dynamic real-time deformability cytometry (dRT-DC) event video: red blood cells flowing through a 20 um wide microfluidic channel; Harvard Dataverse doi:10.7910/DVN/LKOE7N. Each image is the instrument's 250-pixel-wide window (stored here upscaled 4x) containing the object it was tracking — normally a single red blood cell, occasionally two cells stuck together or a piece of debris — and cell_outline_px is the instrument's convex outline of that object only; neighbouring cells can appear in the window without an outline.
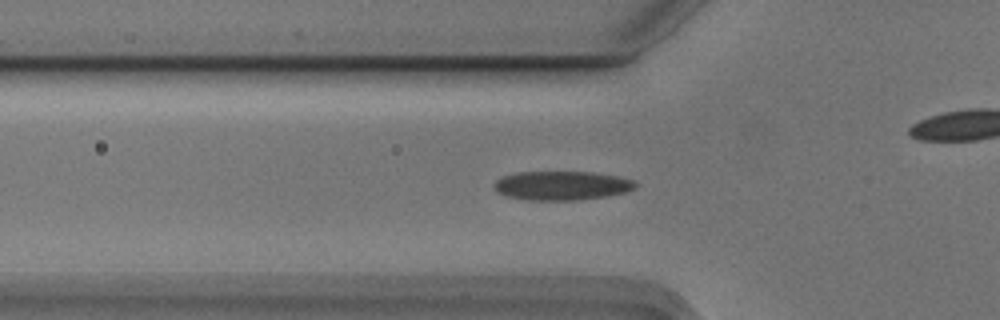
{"species": "Egyptian fruit bat (a non-hibernating species)", "species_latin": "Rousettus aegyptiacus", "temperature_condition": "cold", "stored_images_in_passage": 49, "camera_frame_rate_fps": 3000, "um_per_image_px": 0.085, "animal": {"sex": "male"}, "frame": {"image": 1, "passage_image": 12, "time_ms": 3.667, "image_size_px": [1000, 320], "cell_outline_px": [[636, 188], [628, 192], [608, 196], [580, 200], [528, 200], [504, 196], [496, 192], [492, 188], [492, 184], [496, 180], [504, 176], [516, 172], [592, 172], [616, 176], [636, 180]], "centroid_in_image_um": [47.74, 15.78], "position_along_channel_um": 78.1, "area_um2": 24.28}}
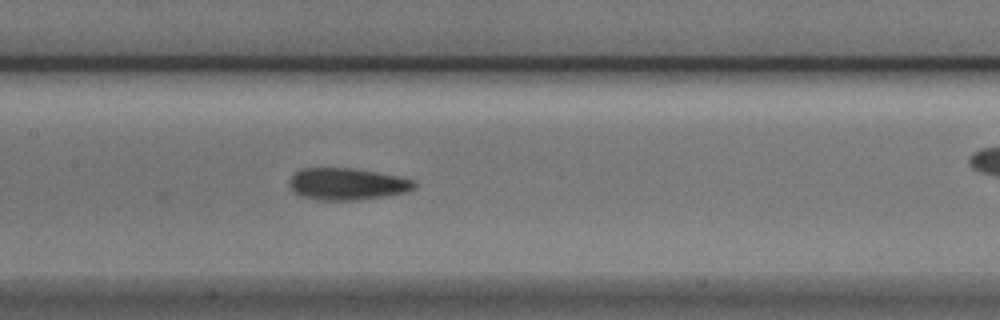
{"frame": {"image": 2, "passage_image": 20, "time_ms": 6.333, "image_size_px": [1000, 320], "cell_outline_px": [[416, 188], [408, 192], [384, 196], [356, 200], [316, 200], [300, 196], [292, 192], [288, 184], [288, 180], [296, 172], [304, 168], [356, 168], [416, 180]], "centroid_in_image_um": [29.49, 15.65], "position_along_channel_um": 177.9, "area_um2": 23.47}}
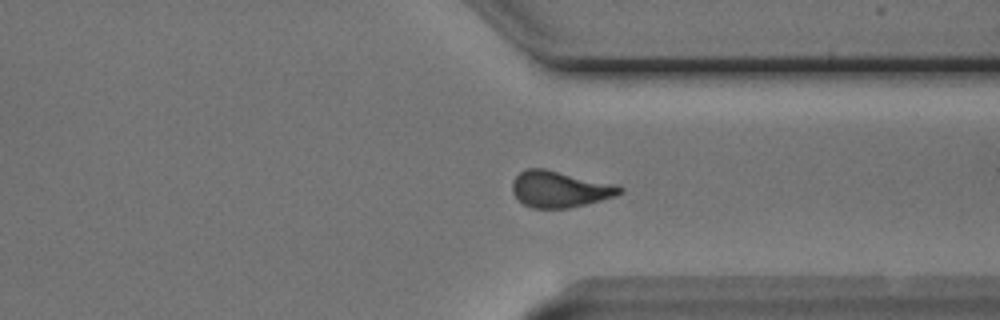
{"frame": {"image": 3, "passage_image": 35, "time_ms": 11.333, "image_size_px": [1000, 320], "cell_outline_px": [[624, 192], [616, 196], [568, 208], [532, 208], [524, 204], [512, 192], [512, 180], [520, 172], [528, 168], [544, 168], [620, 184], [624, 188]], "centroid_in_image_um": [47.63, 16.06], "position_along_channel_um": 363.8, "area_um2": 23.0}, "authors_computed_cell_mechanics": {"area_um2": 22.9466, "velocity_mm_per_s": 3.7242, "shape_relaxation_time_tau1_ms": 4.1854, "shape_relaxation_time_tau2_ms": 1.773, "deformation_change_tau1": 0.1346, "deformation_change_tau2": 0.0805}}